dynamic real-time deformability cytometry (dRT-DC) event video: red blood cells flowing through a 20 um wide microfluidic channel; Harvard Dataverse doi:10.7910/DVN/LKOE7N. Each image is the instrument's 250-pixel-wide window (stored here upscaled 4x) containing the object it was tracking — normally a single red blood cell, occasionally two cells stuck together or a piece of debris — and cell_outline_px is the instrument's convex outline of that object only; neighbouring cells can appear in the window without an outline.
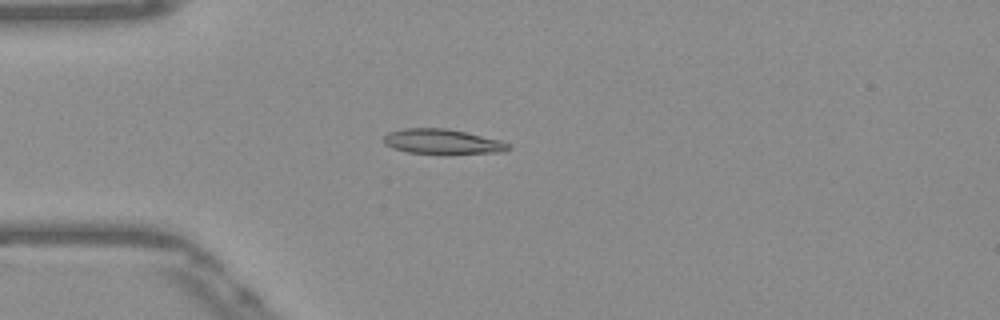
{"species": "Egyptian fruit bat (a non-hibernating species)", "species_latin": "Rousettus aegyptiacus", "temperature_condition": "warm", "stored_images_in_passage": 51, "camera_frame_rate_fps": 3000, "um_per_image_px": 0.085, "frame": {"image": 1, "passage_image": 13, "time_ms": 4.0, "image_size_px": [1000, 320], "cell_outline_px": [[508, 148], [504, 152], [452, 156], [444, 156], [408, 152], [392, 148], [384, 144], [380, 140], [388, 132], [404, 128], [444, 128], [464, 132], [500, 140], [508, 144]], "centroid_in_image_um": [37.56, 12.08], "position_along_channel_um": 47.4, "area_um2": 18.9}}
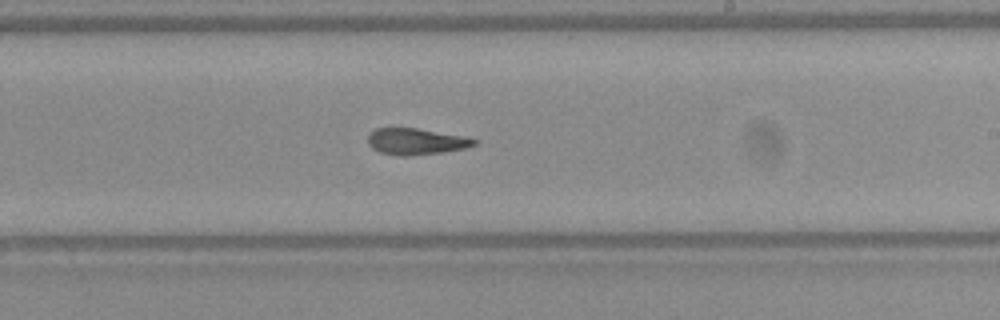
{"frame": {"image": 2, "passage_image": 30, "time_ms": 9.667, "image_size_px": [1000, 320], "cell_outline_px": [[480, 140], [476, 144], [464, 148], [444, 152], [404, 156], [400, 156], [380, 152], [372, 148], [368, 144], [368, 132], [376, 128], [416, 128], [464, 136]], "centroid_in_image_um": [35.35, 12.02], "position_along_channel_um": 253.7, "area_um2": 16.36}}
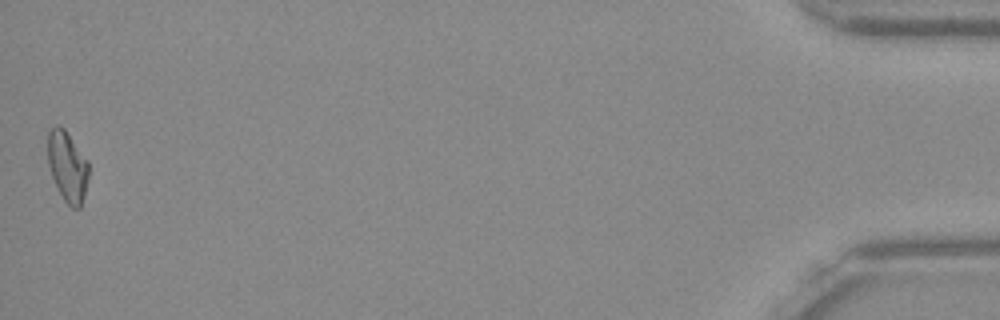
{"frame": {"image": 3, "passage_image": 51, "time_ms": 16.667, "image_size_px": [1000, 320], "cell_outline_px": [[88, 176], [80, 208], [72, 208], [64, 200], [52, 176], [48, 164], [48, 132], [56, 124], [60, 124], [64, 128], [88, 160]], "centroid_in_image_um": [5.72, 14.1], "position_along_channel_um": 429.5, "area_um2": 16.53}, "authors_computed_cell_mechanics": {"area_um2": 16.762, "velocity_mm_per_s": 3.8882, "shape_relaxation_time_tau1_ms": 5.5926, "shape_relaxation_time_tau2_ms": 2.5759, "deformation_change_tau1": 0.206, "deformation_change_tau2": 0.092}}